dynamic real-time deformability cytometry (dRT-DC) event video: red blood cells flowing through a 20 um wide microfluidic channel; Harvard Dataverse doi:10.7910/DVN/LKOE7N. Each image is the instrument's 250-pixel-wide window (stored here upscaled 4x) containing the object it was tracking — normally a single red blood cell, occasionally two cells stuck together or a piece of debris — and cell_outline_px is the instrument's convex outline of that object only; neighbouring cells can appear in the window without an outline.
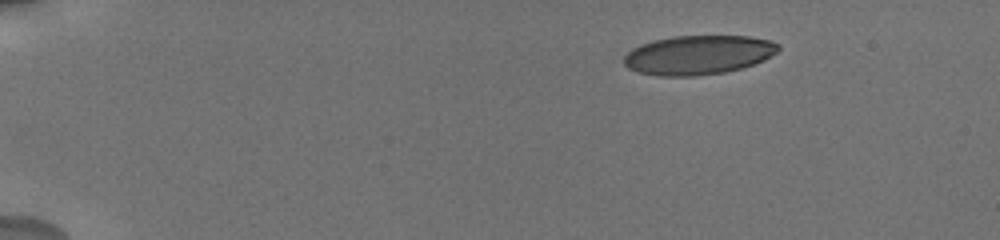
{"species": "human", "species_latin": "Homo sapiens", "temperature_condition": "cold", "stored_images_in_passage": 7, "camera_frame_rate_fps": 3000, "um_per_image_px": 0.085, "donor": {"sex": "male"}, "frame": {"image": 1, "passage_image": 1, "time_ms": 0.0, "image_size_px": [1000, 240], "cell_outline_px": [[780, 48], [776, 52], [764, 60], [740, 68], [724, 72], [696, 76], [660, 76], [640, 72], [628, 68], [624, 64], [624, 56], [632, 48], [640, 44], [672, 36], [748, 36], [772, 40], [780, 44]], "centroid_in_image_um": [59.36, 4.66], "position_along_channel_um": 25.6, "area_um2": 35.2}}
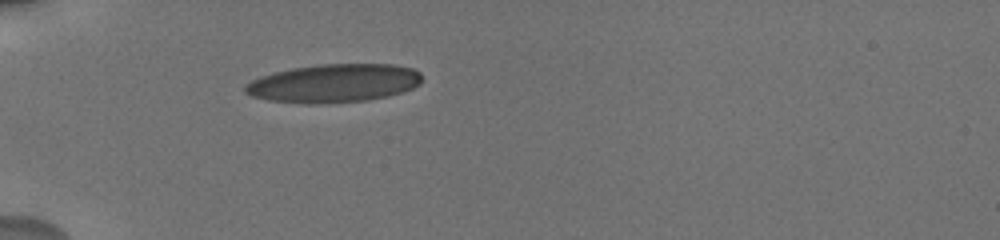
{"frame": {"image": 2, "passage_image": 7, "time_ms": 3.333, "image_size_px": [1000, 240], "cell_outline_px": [[420, 84], [412, 88], [388, 96], [368, 100], [316, 104], [304, 104], [268, 100], [252, 96], [244, 92], [244, 84], [260, 76], [292, 68], [324, 64], [392, 64], [412, 68], [420, 72]], "centroid_in_image_um": [28.35, 7.08], "position_along_channel_um": 56.7, "area_um2": 39.54}}